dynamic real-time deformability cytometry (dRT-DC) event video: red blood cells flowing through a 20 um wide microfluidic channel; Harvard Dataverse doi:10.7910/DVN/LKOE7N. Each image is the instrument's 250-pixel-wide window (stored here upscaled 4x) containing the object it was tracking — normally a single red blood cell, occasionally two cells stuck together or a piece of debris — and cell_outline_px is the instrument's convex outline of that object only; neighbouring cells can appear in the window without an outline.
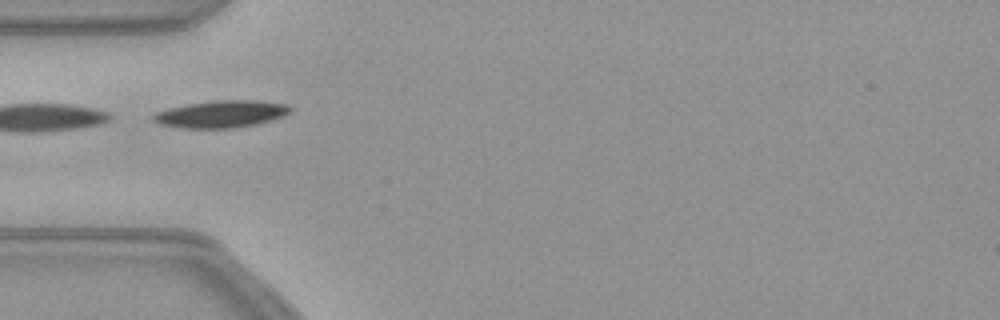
{"species": "common noctule bat (a hibernating species)", "species_latin": "Nyctalus noctula", "temperature_condition": "warm", "stored_images_in_passage": 19, "camera_frame_rate_fps": 3000, "um_per_image_px": 0.085, "animal": {"sex": "female", "body_mass_g": 21.9}, "frame": {"image": 1, "passage_image": 1, "time_ms": 0.0, "image_size_px": [1000, 320], "cell_outline_px": [[292, 108], [288, 112], [272, 120], [256, 124], [232, 128], [180, 128], [160, 124], [152, 120], [152, 116], [156, 112], [168, 108], [188, 104], [216, 100], [256, 100], [288, 104]], "centroid_in_image_um": [18.77, 9.69], "position_along_channel_um": 66.2, "area_um2": 21.56}}
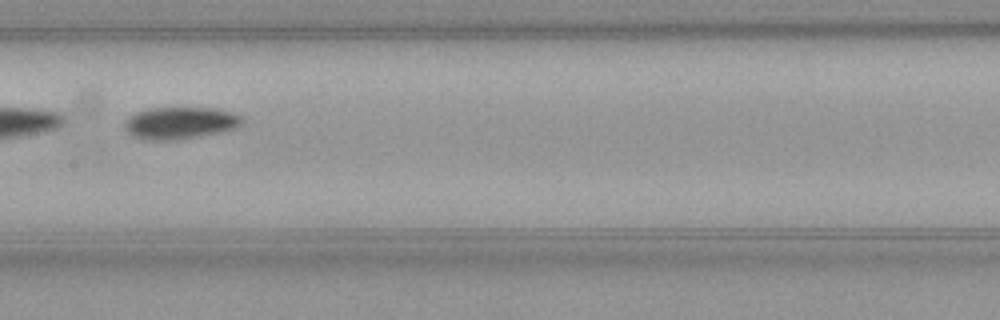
{"frame": {"image": 2, "passage_image": 11, "time_ms": 3.333, "image_size_px": [1000, 320], "cell_outline_px": [[244, 120], [236, 128], [220, 132], [200, 136], [176, 140], [144, 140], [128, 132], [124, 128], [124, 120], [128, 116], [136, 112], [152, 108], [216, 108], [232, 112], [240, 116]], "centroid_in_image_um": [15.29, 10.45], "position_along_channel_um": 192.1, "area_um2": 21.96}}
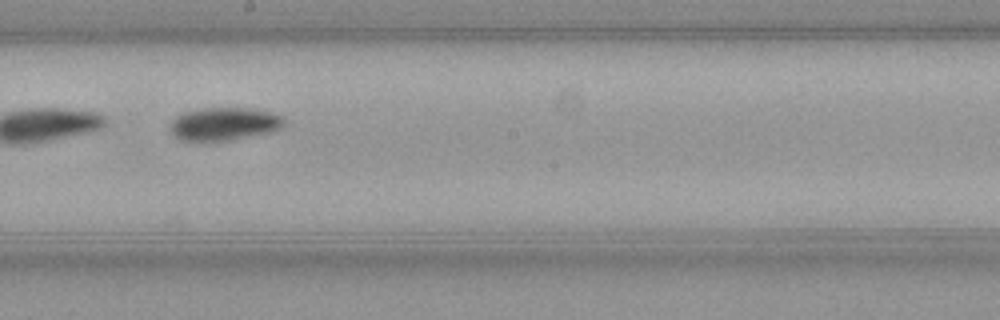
{"frame": {"image": 3, "passage_image": 14, "time_ms": 4.333, "image_size_px": [1000, 320], "cell_outline_px": [[284, 124], [280, 128], [268, 132], [232, 140], [180, 140], [172, 132], [172, 120], [176, 116], [184, 112], [204, 108], [248, 108], [268, 112], [280, 116], [284, 120]], "centroid_in_image_um": [19.04, 10.52], "position_along_channel_um": 229.2, "area_um2": 21.33}}